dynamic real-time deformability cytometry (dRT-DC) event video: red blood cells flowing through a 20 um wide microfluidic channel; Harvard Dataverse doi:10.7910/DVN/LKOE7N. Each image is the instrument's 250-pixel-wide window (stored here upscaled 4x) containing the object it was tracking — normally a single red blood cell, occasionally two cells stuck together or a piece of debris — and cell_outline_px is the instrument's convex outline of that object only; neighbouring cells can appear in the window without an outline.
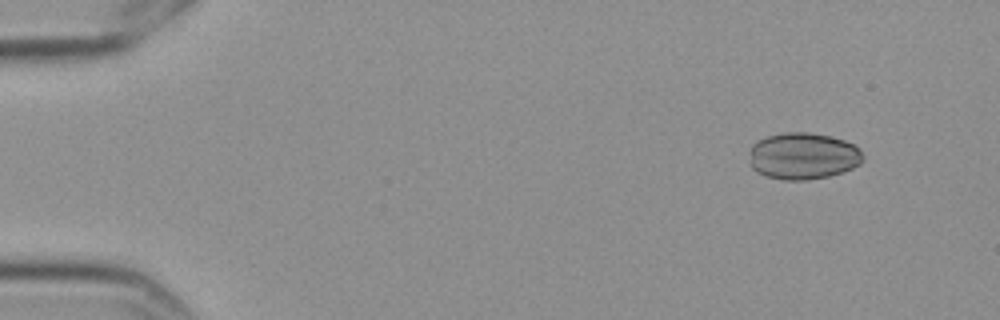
{"species": "Egyptian fruit bat (a non-hibernating species)", "species_latin": "Rousettus aegyptiacus", "temperature_condition": "cold", "stored_images_in_passage": 10, "camera_frame_rate_fps": 3000, "um_per_image_px": 0.085, "frame": {"image": 1, "passage_image": 1, "time_ms": 0.0, "image_size_px": [1000, 320], "cell_outline_px": [[864, 160], [860, 164], [852, 168], [828, 176], [808, 180], [784, 180], [764, 176], [756, 172], [752, 168], [748, 152], [752, 144], [756, 140], [768, 136], [784, 132], [808, 132], [832, 136], [844, 140], [860, 148], [864, 156]], "centroid_in_image_um": [68.24, 13.25], "position_along_channel_um": 16.8, "area_um2": 31.39}}
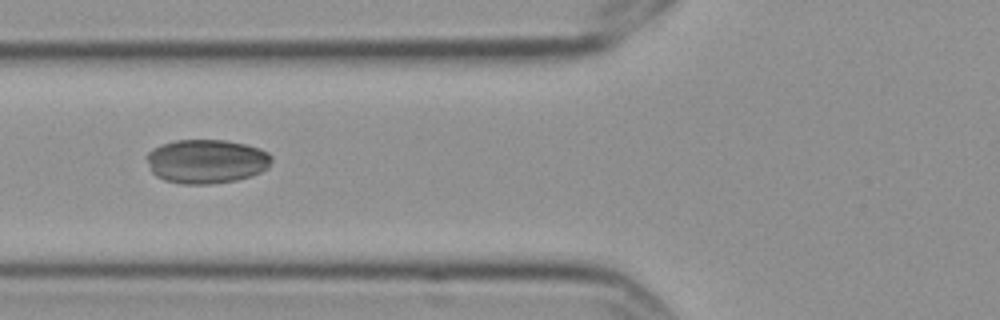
{"frame": {"image": 2, "passage_image": 6, "time_ms": 1.667, "image_size_px": [1000, 320], "cell_outline_px": [[272, 160], [268, 168], [260, 172], [236, 180], [208, 184], [184, 184], [164, 180], [156, 176], [152, 172], [144, 156], [152, 148], [160, 144], [176, 140], [224, 140], [244, 144], [260, 148], [268, 152], [272, 156]], "centroid_in_image_um": [17.52, 13.7], "position_along_channel_um": 108.3, "area_um2": 32.19}}
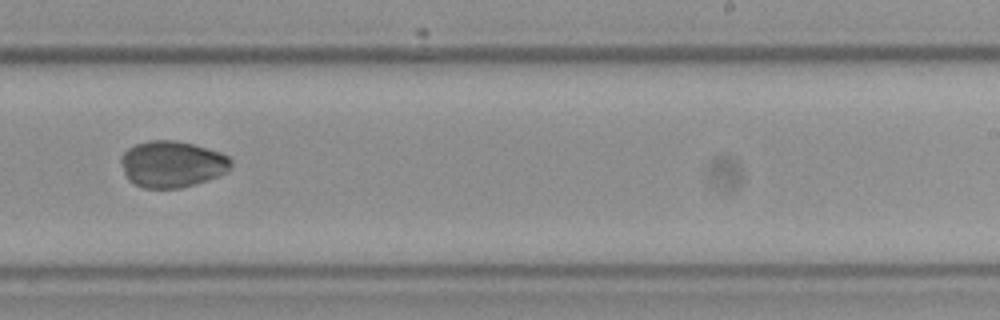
{"frame": {"image": 3, "passage_image": 10, "time_ms": 3.0, "image_size_px": [1000, 320], "cell_outline_px": [[232, 168], [228, 172], [208, 180], [180, 188], [144, 188], [128, 180], [124, 172], [120, 160], [120, 156], [128, 148], [136, 144], [148, 140], [172, 140], [196, 144], [220, 152], [228, 156], [232, 160]], "centroid_in_image_um": [14.65, 13.94], "position_along_channel_um": 274.4, "area_um2": 30.06}}